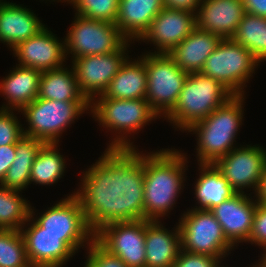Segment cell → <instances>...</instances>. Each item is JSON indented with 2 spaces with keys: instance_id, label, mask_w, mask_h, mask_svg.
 Instances as JSON below:
<instances>
[{
  "instance_id": "cell-1",
  "label": "cell",
  "mask_w": 266,
  "mask_h": 267,
  "mask_svg": "<svg viewBox=\"0 0 266 267\" xmlns=\"http://www.w3.org/2000/svg\"><path fill=\"white\" fill-rule=\"evenodd\" d=\"M137 150L105 149L82 172L74 193L94 234L110 223L144 220V153Z\"/></svg>"
},
{
  "instance_id": "cell-2",
  "label": "cell",
  "mask_w": 266,
  "mask_h": 267,
  "mask_svg": "<svg viewBox=\"0 0 266 267\" xmlns=\"http://www.w3.org/2000/svg\"><path fill=\"white\" fill-rule=\"evenodd\" d=\"M147 153H144V219L161 221L174 209L185 187L189 162L186 154L175 148Z\"/></svg>"
},
{
  "instance_id": "cell-3",
  "label": "cell",
  "mask_w": 266,
  "mask_h": 267,
  "mask_svg": "<svg viewBox=\"0 0 266 267\" xmlns=\"http://www.w3.org/2000/svg\"><path fill=\"white\" fill-rule=\"evenodd\" d=\"M245 99V95L232 96L186 131L193 132L197 137L195 153L198 164H214L232 149L237 148L235 139L242 126Z\"/></svg>"
},
{
  "instance_id": "cell-4",
  "label": "cell",
  "mask_w": 266,
  "mask_h": 267,
  "mask_svg": "<svg viewBox=\"0 0 266 267\" xmlns=\"http://www.w3.org/2000/svg\"><path fill=\"white\" fill-rule=\"evenodd\" d=\"M90 114L99 126L115 135L106 149H136L130 135L160 118L146 99L95 98L90 103Z\"/></svg>"
},
{
  "instance_id": "cell-5",
  "label": "cell",
  "mask_w": 266,
  "mask_h": 267,
  "mask_svg": "<svg viewBox=\"0 0 266 267\" xmlns=\"http://www.w3.org/2000/svg\"><path fill=\"white\" fill-rule=\"evenodd\" d=\"M234 94L221 82L202 74H188L173 110L165 117L175 129L187 131L226 103Z\"/></svg>"
},
{
  "instance_id": "cell-6",
  "label": "cell",
  "mask_w": 266,
  "mask_h": 267,
  "mask_svg": "<svg viewBox=\"0 0 266 267\" xmlns=\"http://www.w3.org/2000/svg\"><path fill=\"white\" fill-rule=\"evenodd\" d=\"M90 110L89 101H58L36 98L24 106L21 112L28 123L23 134L45 143L60 142L62 133L74 120Z\"/></svg>"
},
{
  "instance_id": "cell-7",
  "label": "cell",
  "mask_w": 266,
  "mask_h": 267,
  "mask_svg": "<svg viewBox=\"0 0 266 267\" xmlns=\"http://www.w3.org/2000/svg\"><path fill=\"white\" fill-rule=\"evenodd\" d=\"M259 64L252 52L241 44L221 39L200 72L221 82L234 95H245V84L249 83Z\"/></svg>"
},
{
  "instance_id": "cell-8",
  "label": "cell",
  "mask_w": 266,
  "mask_h": 267,
  "mask_svg": "<svg viewBox=\"0 0 266 267\" xmlns=\"http://www.w3.org/2000/svg\"><path fill=\"white\" fill-rule=\"evenodd\" d=\"M34 210L31 206L30 215L44 229V232L63 235V241L75 253L85 245L87 248L94 240L95 234L90 229L81 202L74 192L69 196L67 194L52 207H48L38 217L35 216Z\"/></svg>"
},
{
  "instance_id": "cell-9",
  "label": "cell",
  "mask_w": 266,
  "mask_h": 267,
  "mask_svg": "<svg viewBox=\"0 0 266 267\" xmlns=\"http://www.w3.org/2000/svg\"><path fill=\"white\" fill-rule=\"evenodd\" d=\"M146 52V100L159 117L165 118L176 105L188 73L169 54Z\"/></svg>"
},
{
  "instance_id": "cell-10",
  "label": "cell",
  "mask_w": 266,
  "mask_h": 267,
  "mask_svg": "<svg viewBox=\"0 0 266 267\" xmlns=\"http://www.w3.org/2000/svg\"><path fill=\"white\" fill-rule=\"evenodd\" d=\"M179 219L182 250L215 256L222 261L234 250L235 247L225 237L222 226L209 210L192 207Z\"/></svg>"
},
{
  "instance_id": "cell-11",
  "label": "cell",
  "mask_w": 266,
  "mask_h": 267,
  "mask_svg": "<svg viewBox=\"0 0 266 267\" xmlns=\"http://www.w3.org/2000/svg\"><path fill=\"white\" fill-rule=\"evenodd\" d=\"M64 40L66 59L71 54V60L115 52L127 41L115 24L78 14H75Z\"/></svg>"
},
{
  "instance_id": "cell-12",
  "label": "cell",
  "mask_w": 266,
  "mask_h": 267,
  "mask_svg": "<svg viewBox=\"0 0 266 267\" xmlns=\"http://www.w3.org/2000/svg\"><path fill=\"white\" fill-rule=\"evenodd\" d=\"M131 43L134 42L127 40L117 51L112 53L72 59L71 65L80 91L90 103L105 92L112 78L130 57L127 54L130 52L128 49H130Z\"/></svg>"
},
{
  "instance_id": "cell-13",
  "label": "cell",
  "mask_w": 266,
  "mask_h": 267,
  "mask_svg": "<svg viewBox=\"0 0 266 267\" xmlns=\"http://www.w3.org/2000/svg\"><path fill=\"white\" fill-rule=\"evenodd\" d=\"M146 219L121 221L99 229L94 239L128 267H146Z\"/></svg>"
},
{
  "instance_id": "cell-14",
  "label": "cell",
  "mask_w": 266,
  "mask_h": 267,
  "mask_svg": "<svg viewBox=\"0 0 266 267\" xmlns=\"http://www.w3.org/2000/svg\"><path fill=\"white\" fill-rule=\"evenodd\" d=\"M265 164L266 149L256 144L240 145L214 163L237 193H246L247 189L251 191L252 188L253 195L259 186Z\"/></svg>"
},
{
  "instance_id": "cell-15",
  "label": "cell",
  "mask_w": 266,
  "mask_h": 267,
  "mask_svg": "<svg viewBox=\"0 0 266 267\" xmlns=\"http://www.w3.org/2000/svg\"><path fill=\"white\" fill-rule=\"evenodd\" d=\"M26 223L20 229V233L25 243L27 258L32 267H63L70 258L76 255L63 241V235H52L44 232V229L31 215Z\"/></svg>"
},
{
  "instance_id": "cell-16",
  "label": "cell",
  "mask_w": 266,
  "mask_h": 267,
  "mask_svg": "<svg viewBox=\"0 0 266 267\" xmlns=\"http://www.w3.org/2000/svg\"><path fill=\"white\" fill-rule=\"evenodd\" d=\"M196 27L195 13L164 7L138 42L156 46V51L148 53L169 54Z\"/></svg>"
},
{
  "instance_id": "cell-17",
  "label": "cell",
  "mask_w": 266,
  "mask_h": 267,
  "mask_svg": "<svg viewBox=\"0 0 266 267\" xmlns=\"http://www.w3.org/2000/svg\"><path fill=\"white\" fill-rule=\"evenodd\" d=\"M17 65L40 71L61 68L66 63L65 40H59L46 26L12 49ZM65 62V63H64Z\"/></svg>"
},
{
  "instance_id": "cell-18",
  "label": "cell",
  "mask_w": 266,
  "mask_h": 267,
  "mask_svg": "<svg viewBox=\"0 0 266 267\" xmlns=\"http://www.w3.org/2000/svg\"><path fill=\"white\" fill-rule=\"evenodd\" d=\"M248 195V196H247ZM251 193H236L209 211L222 226L227 240L235 247L247 243L252 230L256 206Z\"/></svg>"
},
{
  "instance_id": "cell-19",
  "label": "cell",
  "mask_w": 266,
  "mask_h": 267,
  "mask_svg": "<svg viewBox=\"0 0 266 267\" xmlns=\"http://www.w3.org/2000/svg\"><path fill=\"white\" fill-rule=\"evenodd\" d=\"M244 14L242 0H201L196 23L201 30L231 39Z\"/></svg>"
},
{
  "instance_id": "cell-20",
  "label": "cell",
  "mask_w": 266,
  "mask_h": 267,
  "mask_svg": "<svg viewBox=\"0 0 266 267\" xmlns=\"http://www.w3.org/2000/svg\"><path fill=\"white\" fill-rule=\"evenodd\" d=\"M32 11L20 4L0 0V43L14 49L47 26Z\"/></svg>"
},
{
  "instance_id": "cell-21",
  "label": "cell",
  "mask_w": 266,
  "mask_h": 267,
  "mask_svg": "<svg viewBox=\"0 0 266 267\" xmlns=\"http://www.w3.org/2000/svg\"><path fill=\"white\" fill-rule=\"evenodd\" d=\"M174 228L168 230L160 220H146V267H173L181 250L178 223Z\"/></svg>"
},
{
  "instance_id": "cell-22",
  "label": "cell",
  "mask_w": 266,
  "mask_h": 267,
  "mask_svg": "<svg viewBox=\"0 0 266 267\" xmlns=\"http://www.w3.org/2000/svg\"><path fill=\"white\" fill-rule=\"evenodd\" d=\"M15 66L0 80V95L7 102L0 109L20 111L38 97L42 71Z\"/></svg>"
},
{
  "instance_id": "cell-23",
  "label": "cell",
  "mask_w": 266,
  "mask_h": 267,
  "mask_svg": "<svg viewBox=\"0 0 266 267\" xmlns=\"http://www.w3.org/2000/svg\"><path fill=\"white\" fill-rule=\"evenodd\" d=\"M163 0H119L115 25L129 41H138L164 8Z\"/></svg>"
},
{
  "instance_id": "cell-24",
  "label": "cell",
  "mask_w": 266,
  "mask_h": 267,
  "mask_svg": "<svg viewBox=\"0 0 266 267\" xmlns=\"http://www.w3.org/2000/svg\"><path fill=\"white\" fill-rule=\"evenodd\" d=\"M220 41L218 35L196 27L169 55L184 72L198 73Z\"/></svg>"
},
{
  "instance_id": "cell-25",
  "label": "cell",
  "mask_w": 266,
  "mask_h": 267,
  "mask_svg": "<svg viewBox=\"0 0 266 267\" xmlns=\"http://www.w3.org/2000/svg\"><path fill=\"white\" fill-rule=\"evenodd\" d=\"M128 58L112 78L105 92L96 98L146 99L147 75L145 53L136 59Z\"/></svg>"
},
{
  "instance_id": "cell-26",
  "label": "cell",
  "mask_w": 266,
  "mask_h": 267,
  "mask_svg": "<svg viewBox=\"0 0 266 267\" xmlns=\"http://www.w3.org/2000/svg\"><path fill=\"white\" fill-rule=\"evenodd\" d=\"M199 177L194 184L196 209L210 210L237 192L227 182L214 164H198Z\"/></svg>"
},
{
  "instance_id": "cell-27",
  "label": "cell",
  "mask_w": 266,
  "mask_h": 267,
  "mask_svg": "<svg viewBox=\"0 0 266 267\" xmlns=\"http://www.w3.org/2000/svg\"><path fill=\"white\" fill-rule=\"evenodd\" d=\"M44 144L45 142L40 139L23 135L15 144V158L0 185L17 191L28 188V185H30L31 167Z\"/></svg>"
},
{
  "instance_id": "cell-28",
  "label": "cell",
  "mask_w": 266,
  "mask_h": 267,
  "mask_svg": "<svg viewBox=\"0 0 266 267\" xmlns=\"http://www.w3.org/2000/svg\"><path fill=\"white\" fill-rule=\"evenodd\" d=\"M38 98L58 101H88L80 91L73 67L42 71Z\"/></svg>"
},
{
  "instance_id": "cell-29",
  "label": "cell",
  "mask_w": 266,
  "mask_h": 267,
  "mask_svg": "<svg viewBox=\"0 0 266 267\" xmlns=\"http://www.w3.org/2000/svg\"><path fill=\"white\" fill-rule=\"evenodd\" d=\"M59 143H45L38 152L30 173V184L53 185L64 176L66 160L60 154Z\"/></svg>"
},
{
  "instance_id": "cell-30",
  "label": "cell",
  "mask_w": 266,
  "mask_h": 267,
  "mask_svg": "<svg viewBox=\"0 0 266 267\" xmlns=\"http://www.w3.org/2000/svg\"><path fill=\"white\" fill-rule=\"evenodd\" d=\"M252 52L259 62L266 61V18L245 12L231 38Z\"/></svg>"
},
{
  "instance_id": "cell-31",
  "label": "cell",
  "mask_w": 266,
  "mask_h": 267,
  "mask_svg": "<svg viewBox=\"0 0 266 267\" xmlns=\"http://www.w3.org/2000/svg\"><path fill=\"white\" fill-rule=\"evenodd\" d=\"M20 192L0 185V229L20 230L26 224L31 205Z\"/></svg>"
},
{
  "instance_id": "cell-32",
  "label": "cell",
  "mask_w": 266,
  "mask_h": 267,
  "mask_svg": "<svg viewBox=\"0 0 266 267\" xmlns=\"http://www.w3.org/2000/svg\"><path fill=\"white\" fill-rule=\"evenodd\" d=\"M0 267H32L20 230L0 229Z\"/></svg>"
},
{
  "instance_id": "cell-33",
  "label": "cell",
  "mask_w": 266,
  "mask_h": 267,
  "mask_svg": "<svg viewBox=\"0 0 266 267\" xmlns=\"http://www.w3.org/2000/svg\"><path fill=\"white\" fill-rule=\"evenodd\" d=\"M76 10L75 14L89 19L115 24L119 0H66Z\"/></svg>"
},
{
  "instance_id": "cell-34",
  "label": "cell",
  "mask_w": 266,
  "mask_h": 267,
  "mask_svg": "<svg viewBox=\"0 0 266 267\" xmlns=\"http://www.w3.org/2000/svg\"><path fill=\"white\" fill-rule=\"evenodd\" d=\"M14 110L0 109V146L16 144L23 137V127Z\"/></svg>"
},
{
  "instance_id": "cell-35",
  "label": "cell",
  "mask_w": 266,
  "mask_h": 267,
  "mask_svg": "<svg viewBox=\"0 0 266 267\" xmlns=\"http://www.w3.org/2000/svg\"><path fill=\"white\" fill-rule=\"evenodd\" d=\"M84 267H128L116 255L105 250L95 239L86 248Z\"/></svg>"
},
{
  "instance_id": "cell-36",
  "label": "cell",
  "mask_w": 266,
  "mask_h": 267,
  "mask_svg": "<svg viewBox=\"0 0 266 267\" xmlns=\"http://www.w3.org/2000/svg\"><path fill=\"white\" fill-rule=\"evenodd\" d=\"M221 263L218 257L190 253L181 249L173 267H220Z\"/></svg>"
},
{
  "instance_id": "cell-37",
  "label": "cell",
  "mask_w": 266,
  "mask_h": 267,
  "mask_svg": "<svg viewBox=\"0 0 266 267\" xmlns=\"http://www.w3.org/2000/svg\"><path fill=\"white\" fill-rule=\"evenodd\" d=\"M248 243L266 250V205L258 204L256 206Z\"/></svg>"
},
{
  "instance_id": "cell-38",
  "label": "cell",
  "mask_w": 266,
  "mask_h": 267,
  "mask_svg": "<svg viewBox=\"0 0 266 267\" xmlns=\"http://www.w3.org/2000/svg\"><path fill=\"white\" fill-rule=\"evenodd\" d=\"M15 144L0 146V183L15 158Z\"/></svg>"
},
{
  "instance_id": "cell-39",
  "label": "cell",
  "mask_w": 266,
  "mask_h": 267,
  "mask_svg": "<svg viewBox=\"0 0 266 267\" xmlns=\"http://www.w3.org/2000/svg\"><path fill=\"white\" fill-rule=\"evenodd\" d=\"M167 8L197 13L201 0H163Z\"/></svg>"
},
{
  "instance_id": "cell-40",
  "label": "cell",
  "mask_w": 266,
  "mask_h": 267,
  "mask_svg": "<svg viewBox=\"0 0 266 267\" xmlns=\"http://www.w3.org/2000/svg\"><path fill=\"white\" fill-rule=\"evenodd\" d=\"M245 12L266 18V0H242Z\"/></svg>"
},
{
  "instance_id": "cell-41",
  "label": "cell",
  "mask_w": 266,
  "mask_h": 267,
  "mask_svg": "<svg viewBox=\"0 0 266 267\" xmlns=\"http://www.w3.org/2000/svg\"><path fill=\"white\" fill-rule=\"evenodd\" d=\"M253 198L256 199L259 204L266 205V164L264 166L259 186Z\"/></svg>"
},
{
  "instance_id": "cell-42",
  "label": "cell",
  "mask_w": 266,
  "mask_h": 267,
  "mask_svg": "<svg viewBox=\"0 0 266 267\" xmlns=\"http://www.w3.org/2000/svg\"><path fill=\"white\" fill-rule=\"evenodd\" d=\"M261 258L258 260L259 263L255 264V267H266V250H263V254L262 256H260Z\"/></svg>"
},
{
  "instance_id": "cell-43",
  "label": "cell",
  "mask_w": 266,
  "mask_h": 267,
  "mask_svg": "<svg viewBox=\"0 0 266 267\" xmlns=\"http://www.w3.org/2000/svg\"><path fill=\"white\" fill-rule=\"evenodd\" d=\"M46 1H47V0H46ZM48 1H49V0H48ZM51 1H52V2H53V1H54V2H55V1H58V2L61 1L62 3H63V2L66 3V0H50V2H51Z\"/></svg>"
}]
</instances>
